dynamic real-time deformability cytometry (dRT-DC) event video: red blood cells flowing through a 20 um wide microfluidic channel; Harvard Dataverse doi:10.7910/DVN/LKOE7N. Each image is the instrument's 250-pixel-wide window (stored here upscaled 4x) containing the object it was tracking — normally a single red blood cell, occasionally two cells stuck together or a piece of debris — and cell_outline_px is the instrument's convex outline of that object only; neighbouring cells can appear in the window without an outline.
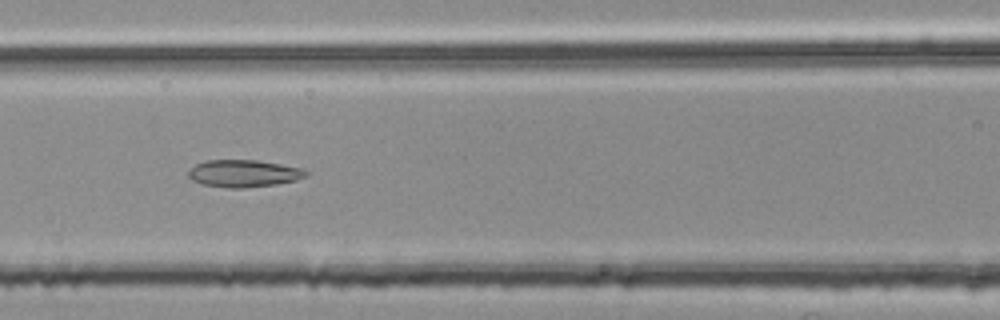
{"species": "common noctule bat (a hibernating species)", "species_latin": "Nyctalus noctula", "temperature_condition": "room temperature", "stored_images_in_passage": 38, "camera_frame_rate_fps": 3000, "um_per_image_px": 0.085, "animal": {"sex": "female", "body_mass_g": 25.1}, "frame": {"image": 1, "passage_image": 8, "time_ms": 2.333, "image_size_px": [1000, 320], "cell_outline_px": [[308, 176], [296, 180], [276, 184], [244, 188], [228, 188], [204, 184], [192, 180], [188, 176], [188, 172], [196, 164], [204, 160], [256, 160], [280, 164], [300, 168], [308, 172]], "centroid_in_image_um": [20.71, 14.74], "position_along_channel_um": 145.9, "area_um2": 18.55}}
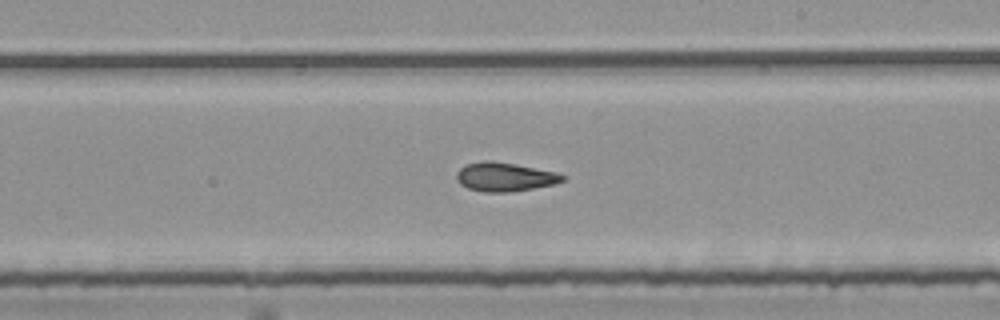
{"frame": {"image": 2, "passage_image": 16, "time_ms": 5.0, "image_size_px": [1000, 320], "cell_outline_px": [[568, 176], [564, 180], [556, 184], [508, 192], [484, 192], [468, 188], [460, 184], [456, 180], [456, 172], [464, 164], [484, 160], [492, 160], [516, 164], [556, 172]], "centroid_in_image_um": [42.89, 15.02], "position_along_channel_um": 246.1, "area_um2": 18.03}}
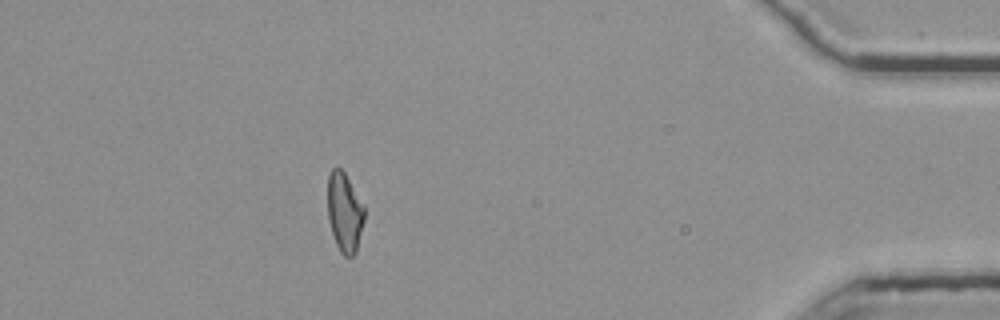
{"frame": {"image": 3, "passage_image": 33, "time_ms": 10.667, "image_size_px": [1000, 320], "cell_outline_px": [[364, 220], [356, 252], [352, 256], [344, 256], [340, 252], [336, 244], [328, 220], [328, 176], [332, 168], [340, 168], [344, 172], [364, 204]], "centroid_in_image_um": [29.29, 18.05], "position_along_channel_um": 405.9, "area_um2": 16.94}, "authors_computed_cell_mechanics": {"area_um2": 17.6579, "velocity_mm_per_s": 3.7793, "shape_relaxation_time_tau1_ms": null, "shape_relaxation_time_tau2_ms": 2.9939, "deformation_change_tau1": null, "deformation_change_tau2": 0.1186}}